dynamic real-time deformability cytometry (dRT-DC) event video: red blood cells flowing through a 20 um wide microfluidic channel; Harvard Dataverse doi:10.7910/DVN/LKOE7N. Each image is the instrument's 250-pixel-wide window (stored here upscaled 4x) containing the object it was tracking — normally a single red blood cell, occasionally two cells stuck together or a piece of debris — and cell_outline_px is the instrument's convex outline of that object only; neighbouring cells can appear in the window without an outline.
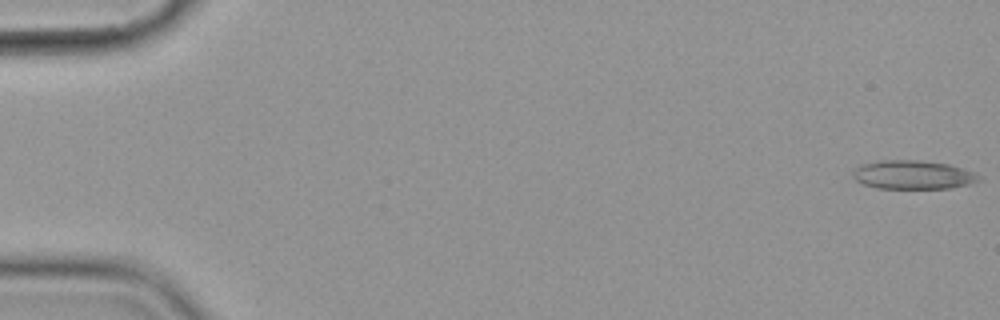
{"species": "common noctule bat (a hibernating species)", "species_latin": "Nyctalus noctula", "temperature_condition": "cold", "stored_images_in_passage": 6, "segment_of_instrument_passage": [1, 2], "camera_frame_rate_fps": 3000, "um_per_image_px": 0.085, "animal": {"sex": "female", "body_mass_g": 19.9}, "frame": {"image": 1, "passage_image": 1, "time_ms": 0.0, "image_size_px": [1000, 320], "cell_outline_px": [[980, 180], [968, 184], [952, 188], [876, 188], [864, 184], [856, 180], [852, 176], [852, 172], [860, 164], [880, 160], [920, 160], [948, 164], [976, 172], [980, 176]], "centroid_in_image_um": [77.6, 14.85], "position_along_channel_um": 7.4, "area_um2": 21.15}}
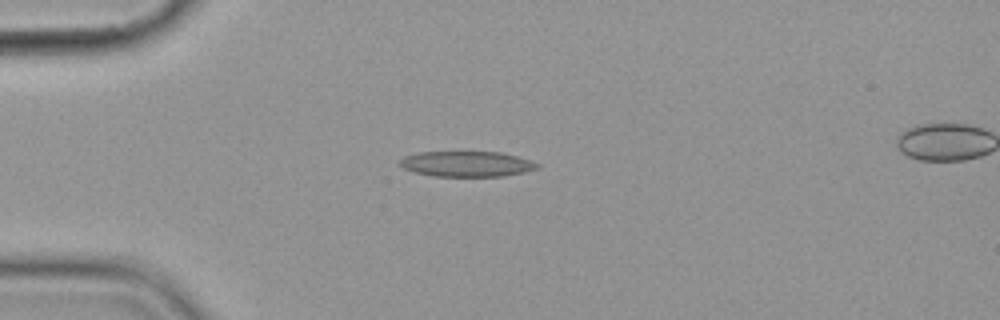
{"frame": {"image": 2, "passage_image": 5, "time_ms": 4.667, "image_size_px": [1000, 320], "cell_outline_px": [[540, 168], [524, 172], [504, 176], [436, 176], [416, 172], [404, 168], [396, 164], [404, 156], [420, 152], [500, 152], [532, 160], [540, 164]], "centroid_in_image_um": [39.7, 13.93], "position_along_channel_um": 45.3, "area_um2": 20.4}}